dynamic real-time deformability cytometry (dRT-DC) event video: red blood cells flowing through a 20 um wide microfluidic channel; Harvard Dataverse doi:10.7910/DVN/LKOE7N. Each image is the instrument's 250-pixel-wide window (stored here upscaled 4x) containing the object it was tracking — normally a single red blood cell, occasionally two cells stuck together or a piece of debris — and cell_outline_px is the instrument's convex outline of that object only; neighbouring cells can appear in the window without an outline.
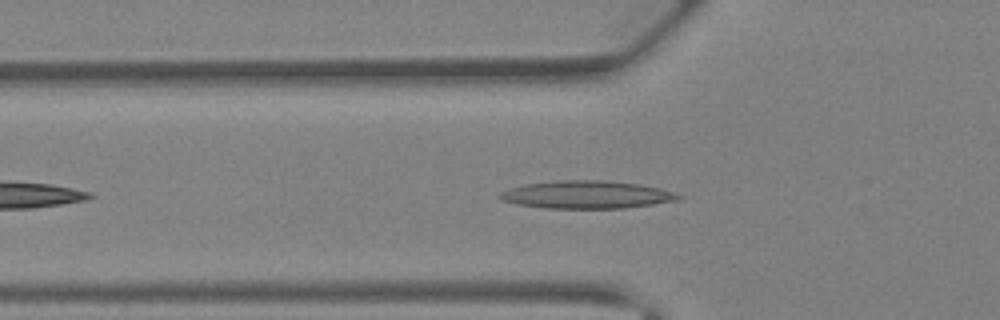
{"species": "Egyptian fruit bat (a non-hibernating species)", "species_latin": "Rousettus aegyptiacus", "temperature_condition": "warm", "stored_images_in_passage": 27, "camera_frame_rate_fps": 3000, "um_per_image_px": 0.085, "animal": {"sex": "female"}, "frame": {"image": 1, "passage_image": 5, "time_ms": 1.333, "image_size_px": [1000, 320], "cell_outline_px": [[684, 196], [680, 200], [624, 208], [544, 208], [516, 204], [500, 200], [496, 196], [500, 192], [508, 188], [524, 184], [560, 180], [608, 180], [640, 184], [660, 188], [676, 192]], "centroid_in_image_um": [49.86, 16.54], "position_along_channel_um": 75.9, "area_um2": 29.25}}
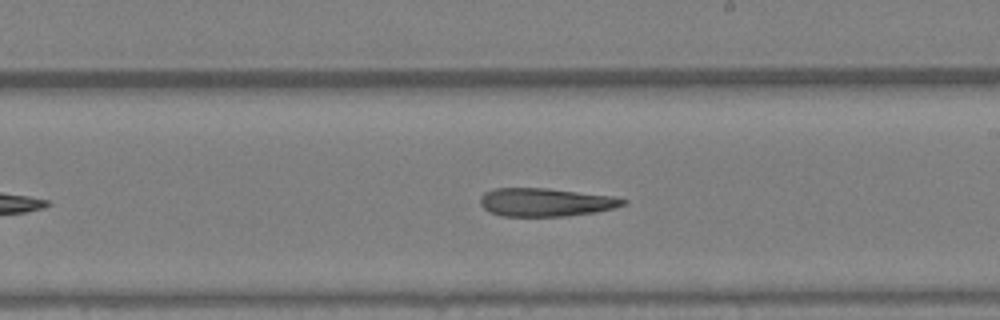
{"frame": {"image": 2, "passage_image": 15, "time_ms": 4.667, "image_size_px": [1000, 320], "cell_outline_px": [[628, 204], [596, 212], [564, 216], [500, 216], [488, 212], [480, 204], [480, 196], [484, 192], [492, 188], [548, 188], [612, 196], [628, 200]], "centroid_in_image_um": [46.35, 17.19], "position_along_channel_um": 242.7, "area_um2": 23.7}}
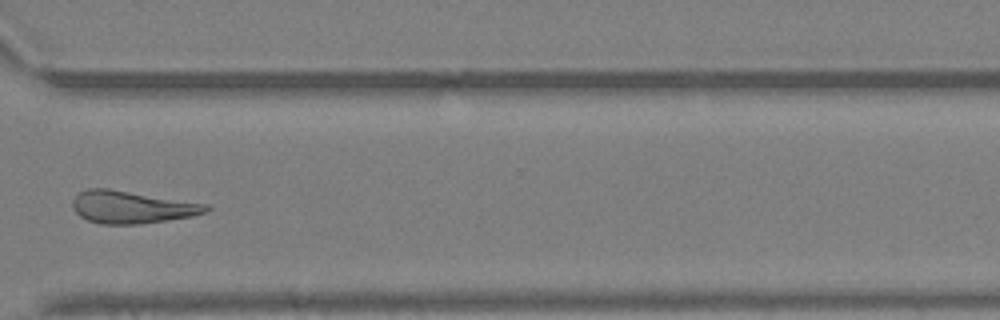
{"frame": {"image": 3, "passage_image": 22, "time_ms": 7.0, "image_size_px": [1000, 320], "cell_outline_px": [[212, 208], [204, 212], [192, 216], [140, 224], [100, 224], [88, 220], [80, 216], [72, 208], [72, 200], [80, 192], [88, 188], [108, 188], [208, 204]], "centroid_in_image_um": [11.18, 17.6], "position_along_channel_um": 359.4, "area_um2": 25.14}}